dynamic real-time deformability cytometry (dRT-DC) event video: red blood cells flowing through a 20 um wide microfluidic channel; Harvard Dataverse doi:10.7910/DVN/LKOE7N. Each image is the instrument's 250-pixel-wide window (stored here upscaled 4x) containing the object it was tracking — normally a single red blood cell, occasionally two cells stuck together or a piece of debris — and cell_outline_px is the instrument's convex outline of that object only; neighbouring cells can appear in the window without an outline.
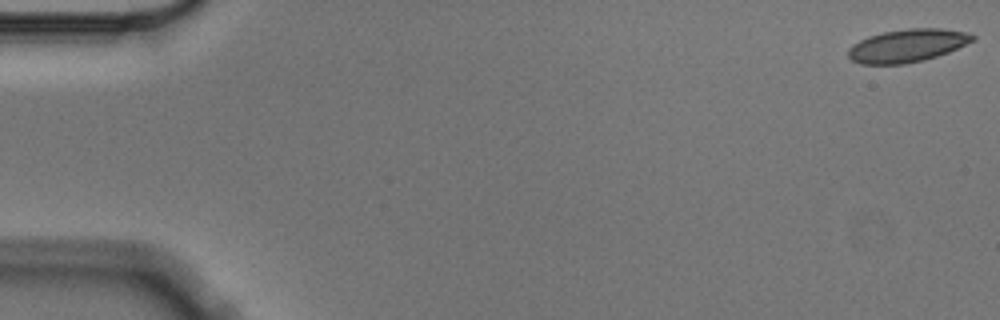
{"species": "Egyptian fruit bat (a non-hibernating species)", "species_latin": "Rousettus aegyptiacus", "temperature_condition": "cold", "stored_images_in_passage": 7, "camera_frame_rate_fps": 3000, "um_per_image_px": 0.085, "animal": {"sex": "male"}, "frame": {"image": 1, "passage_image": 1, "time_ms": 0.0, "image_size_px": [1000, 320], "cell_outline_px": [[976, 40], [948, 52], [924, 60], [904, 64], [860, 64], [852, 60], [848, 56], [848, 48], [852, 44], [868, 36], [884, 32], [908, 28], [940, 28], [964, 32], [976, 36]], "centroid_in_image_um": [77.11, 3.88], "position_along_channel_um": 7.9, "area_um2": 23.87}}
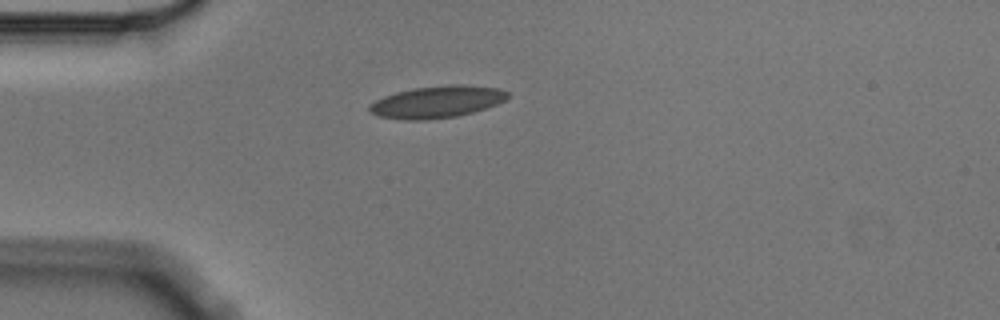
{"frame": {"image": 2, "passage_image": 5, "time_ms": 1.333, "image_size_px": [1000, 320], "cell_outline_px": [[508, 96], [504, 100], [496, 104], [472, 112], [456, 116], [428, 120], [404, 120], [380, 116], [368, 112], [368, 104], [384, 96], [396, 92], [412, 88], [452, 84], [464, 84], [500, 88], [508, 92]], "centroid_in_image_um": [37.11, 8.65], "position_along_channel_um": 47.9, "area_um2": 25.84}}
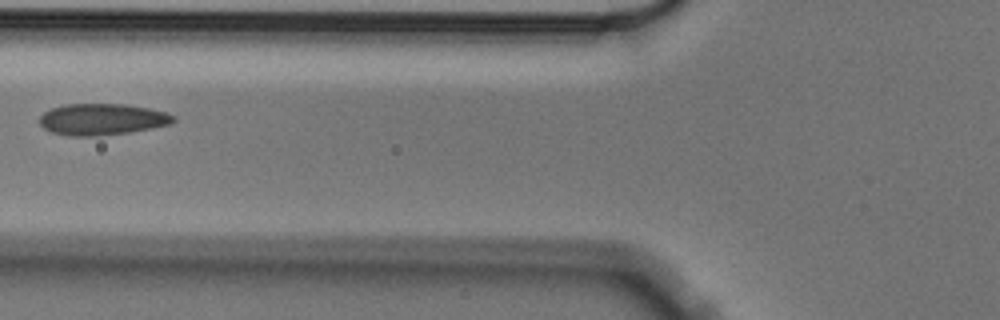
{"frame": {"image": 3, "passage_image": 7, "time_ms": 2.0, "image_size_px": [1000, 320], "cell_outline_px": [[176, 120], [172, 124], [152, 128], [128, 132], [100, 136], [68, 136], [52, 132], [44, 128], [40, 124], [40, 116], [44, 112], [52, 108], [64, 104], [128, 104], [168, 112], [176, 116]], "centroid_in_image_um": [8.72, 10.14], "position_along_channel_um": 117.1, "area_um2": 24.74}}